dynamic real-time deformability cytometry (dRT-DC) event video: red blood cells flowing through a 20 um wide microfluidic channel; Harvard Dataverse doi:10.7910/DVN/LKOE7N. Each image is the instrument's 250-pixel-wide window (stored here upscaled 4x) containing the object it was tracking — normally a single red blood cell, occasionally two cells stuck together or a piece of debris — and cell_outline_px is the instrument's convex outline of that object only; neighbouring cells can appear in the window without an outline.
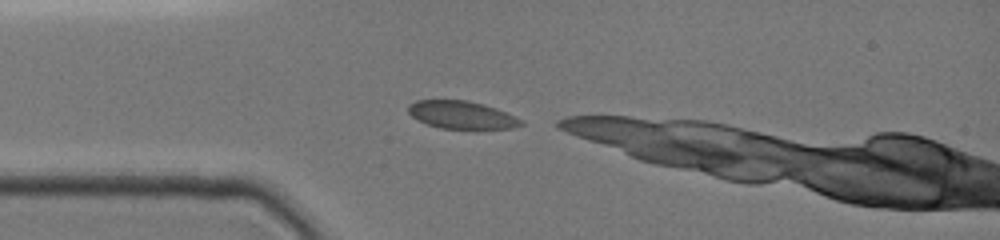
{"species": "common noctule bat (a hibernating species)", "species_latin": "Nyctalus noctula", "temperature_condition": "cold", "stored_images_in_passage": 9, "camera_frame_rate_fps": 3000, "um_per_image_px": 0.085, "animal": {"sex": "female", "body_mass_g": 19.0, "forearm_length_mm": 51.5}, "frame": {"image": 1, "passage_image": 1, "time_ms": 0.0, "image_size_px": [1000, 240], "cell_outline_px": [[524, 124], [512, 128], [440, 128], [428, 124], [412, 116], [408, 112], [408, 104], [416, 100], [468, 100], [484, 104], [496, 108], [524, 120]], "centroid_in_image_um": [39.25, 9.75], "position_along_channel_um": 45.8, "area_um2": 18.09}}
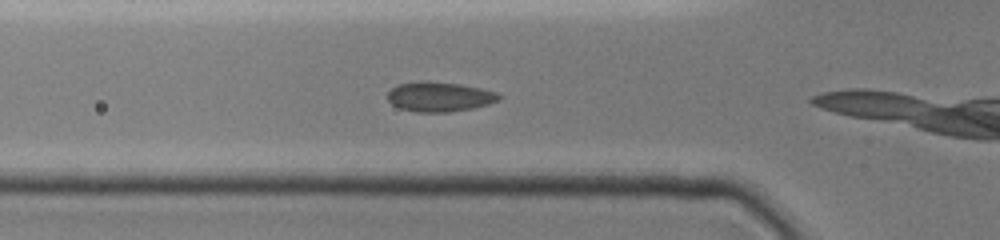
{"frame": {"image": 2, "passage_image": 5, "time_ms": 1.333, "image_size_px": [1000, 240], "cell_outline_px": [[504, 96], [500, 100], [488, 104], [472, 108], [448, 112], [416, 112], [400, 108], [392, 104], [388, 100], [388, 92], [392, 88], [400, 84], [460, 84], [480, 88], [496, 92]], "centroid_in_image_um": [37.42, 8.27], "position_along_channel_um": 88.4, "area_um2": 18.44}}
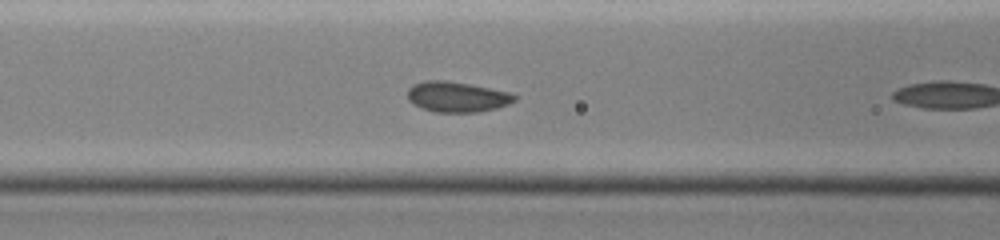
{"frame": {"image": 3, "passage_image": 8, "time_ms": 2.333, "image_size_px": [1000, 240], "cell_outline_px": [[516, 100], [508, 104], [496, 108], [476, 112], [436, 112], [420, 108], [412, 104], [408, 100], [408, 88], [416, 84], [428, 80], [444, 80], [468, 84], [508, 92], [516, 96]], "centroid_in_image_um": [38.81, 8.24], "position_along_channel_um": 127.8, "area_um2": 18.73}}